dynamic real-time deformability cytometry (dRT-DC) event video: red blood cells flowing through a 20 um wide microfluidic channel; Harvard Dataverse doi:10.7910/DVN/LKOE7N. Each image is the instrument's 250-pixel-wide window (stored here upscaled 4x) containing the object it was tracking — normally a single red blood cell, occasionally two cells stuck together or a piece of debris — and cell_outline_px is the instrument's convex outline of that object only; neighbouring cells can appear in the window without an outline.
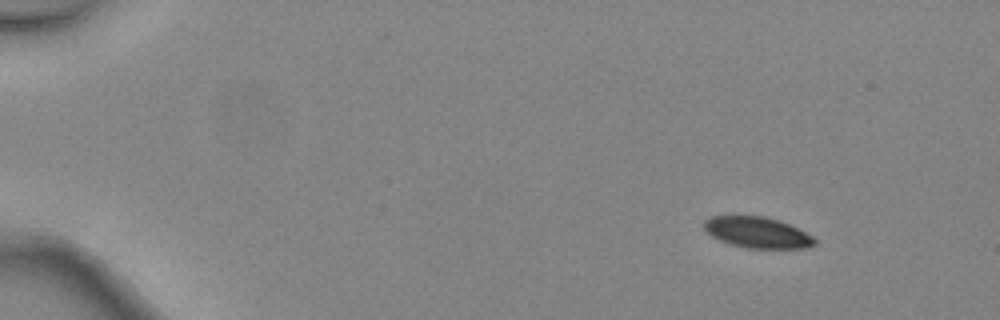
{"species": "common noctule bat (a hibernating species)", "species_latin": "Nyctalus noctula", "temperature_condition": "warm", "stored_images_in_passage": 3, "camera_frame_rate_fps": 3000, "um_per_image_px": 0.085, "animal": {"sex": "female", "body_mass_g": 24.6, "forearm_length_mm": 56.2}, "frame": {"image": 1, "passage_image": 1, "time_ms": 0.0, "image_size_px": [1000, 320], "cell_outline_px": [[816, 244], [808, 248], [748, 248], [732, 244], [720, 240], [712, 236], [704, 228], [704, 220], [712, 216], [764, 216], [780, 220], [812, 236], [816, 240]], "centroid_in_image_um": [64.38, 19.76], "position_along_channel_um": 20.6, "area_um2": 19.77}}